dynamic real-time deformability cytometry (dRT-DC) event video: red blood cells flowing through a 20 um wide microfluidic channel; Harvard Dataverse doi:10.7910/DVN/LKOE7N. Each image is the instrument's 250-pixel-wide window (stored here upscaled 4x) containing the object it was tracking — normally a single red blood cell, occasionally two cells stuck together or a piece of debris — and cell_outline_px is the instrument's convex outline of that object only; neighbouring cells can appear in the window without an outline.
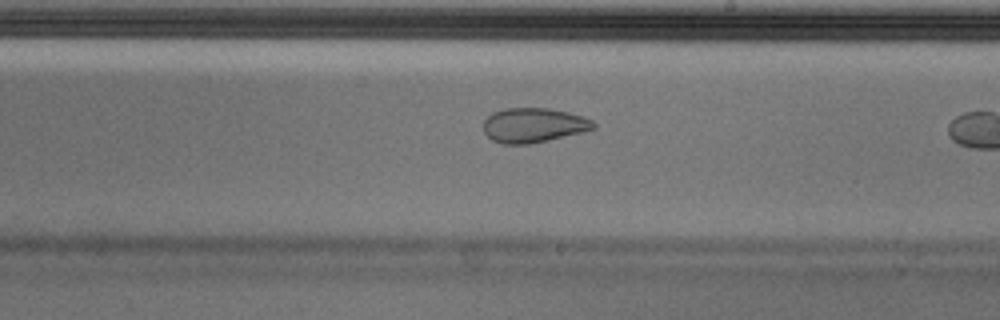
{"species": "Egyptian fruit bat (a non-hibernating species)", "species_latin": "Rousettus aegyptiacus", "temperature_condition": "cold", "stored_images_in_passage": 28, "camera_frame_rate_fps": 3000, "um_per_image_px": 0.085, "animal": {"sex": "male"}, "frame": {"image": 1, "passage_image": 16, "time_ms": 5.0, "image_size_px": [1000, 320], "cell_outline_px": [[596, 128], [548, 140], [528, 144], [504, 144], [492, 140], [484, 132], [484, 120], [492, 112], [504, 108], [548, 108], [584, 116], [592, 120], [596, 124]], "centroid_in_image_um": [45.33, 10.63], "position_along_channel_um": 243.7, "area_um2": 22.08}}